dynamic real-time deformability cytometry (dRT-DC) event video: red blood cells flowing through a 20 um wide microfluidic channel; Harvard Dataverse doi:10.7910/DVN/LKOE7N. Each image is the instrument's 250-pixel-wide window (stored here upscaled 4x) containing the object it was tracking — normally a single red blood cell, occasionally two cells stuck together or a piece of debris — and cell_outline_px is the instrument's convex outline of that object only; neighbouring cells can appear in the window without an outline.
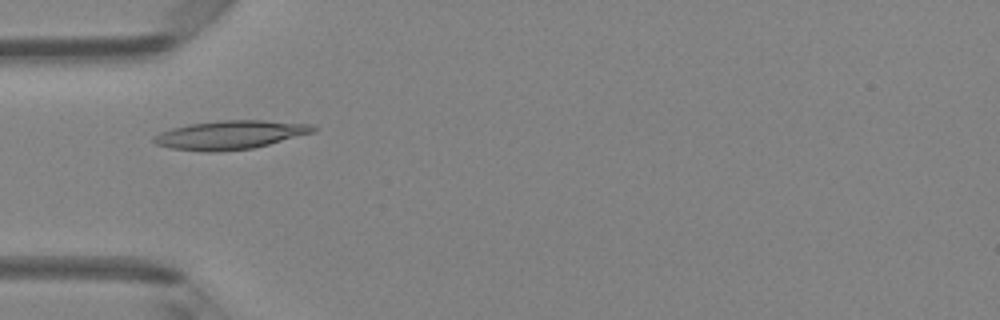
{"species": "Egyptian fruit bat (a non-hibernating species)", "species_latin": "Rousettus aegyptiacus", "temperature_condition": "room temperature", "stored_images_in_passage": 40, "camera_frame_rate_fps": 3000, "um_per_image_px": 0.085, "animal": {"sex": "female"}, "frame": {"image": 1, "passage_image": 7, "time_ms": 2.0, "image_size_px": [1000, 320], "cell_outline_px": [[316, 132], [252, 148], [212, 152], [204, 152], [172, 148], [156, 144], [152, 140], [152, 136], [160, 132], [172, 128], [192, 124], [220, 120], [264, 120], [312, 124], [316, 128]], "centroid_in_image_um": [19.57, 11.46], "position_along_channel_um": 65.4, "area_um2": 26.53}}
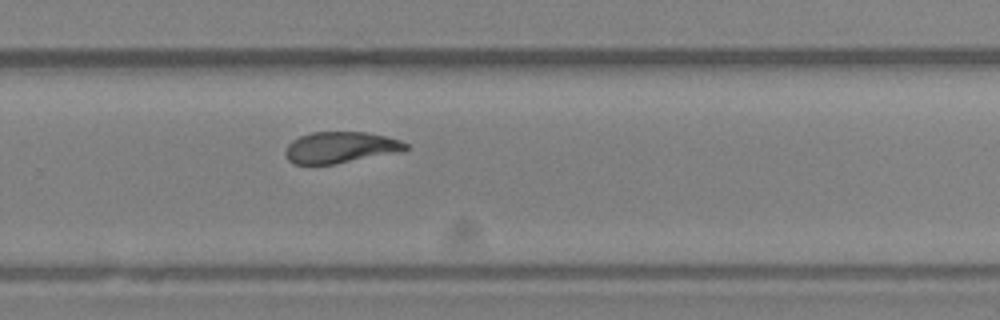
{"frame": {"image": 2, "passage_image": 24, "time_ms": 7.667, "image_size_px": [1000, 320], "cell_outline_px": [[408, 148], [404, 152], [332, 164], [296, 164], [288, 160], [284, 152], [288, 144], [292, 140], [300, 136], [312, 132], [368, 132], [400, 140], [408, 144]], "centroid_in_image_um": [28.97, 12.53], "position_along_channel_um": 300.8, "area_um2": 22.02}}
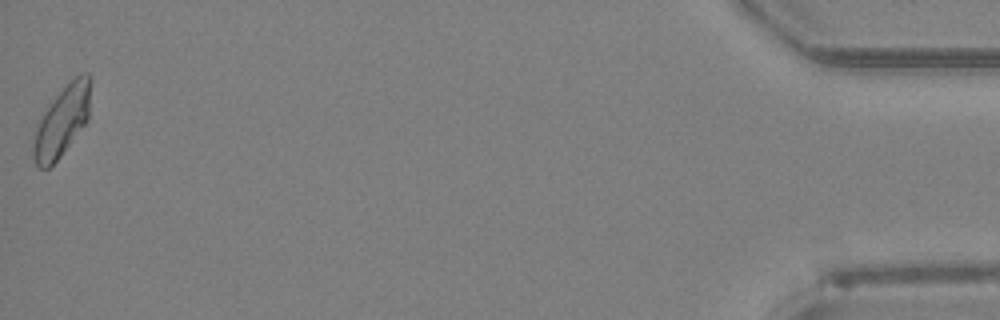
{"frame": {"image": 3, "passage_image": 40, "time_ms": 13.0, "image_size_px": [1000, 320], "cell_outline_px": [[92, 80], [88, 120], [60, 156], [48, 168], [40, 168], [36, 164], [32, 156], [32, 144], [36, 128], [40, 116], [52, 100], [80, 72], [88, 72], [92, 76]], "centroid_in_image_um": [5.29, 10.26], "position_along_channel_um": 429.9, "area_um2": 23.47}, "authors_computed_cell_mechanics": {"area_um2": 23.0622, "velocity_mm_per_s": 4.1818, "shape_relaxation_time_tau1_ms": 5.0546, "shape_relaxation_time_tau2_ms": 1.8913, "deformation_change_tau1": 0.1594, "deformation_change_tau2": 0.0668}}